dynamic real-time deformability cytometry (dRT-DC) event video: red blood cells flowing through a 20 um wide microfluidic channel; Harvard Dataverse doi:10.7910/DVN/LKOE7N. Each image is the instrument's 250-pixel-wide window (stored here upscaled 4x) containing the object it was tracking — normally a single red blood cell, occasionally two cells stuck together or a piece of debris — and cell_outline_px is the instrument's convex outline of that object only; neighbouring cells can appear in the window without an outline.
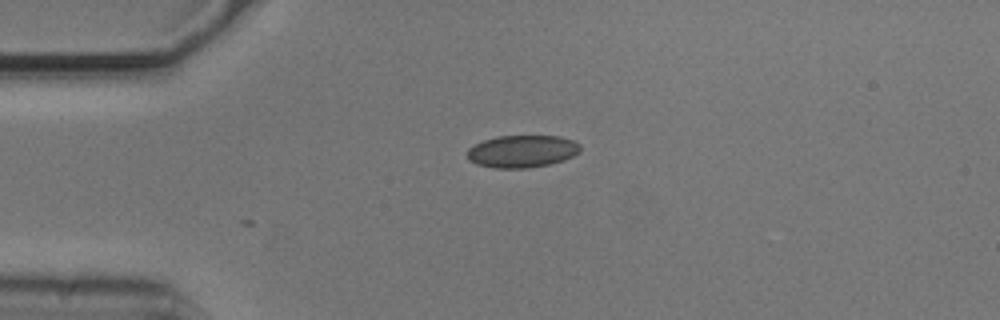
{"species": "common noctule bat (a hibernating species)", "species_latin": "Nyctalus noctula", "temperature_condition": "cold", "stored_images_in_passage": 3, "camera_frame_rate_fps": 3000, "um_per_image_px": 0.085, "animal": {"sex": "male", "body_mass_g": 20.5, "forearm_length_mm": 52.5}, "frame": {"image": 1, "passage_image": 1, "time_ms": 0.0, "image_size_px": [1000, 320], "cell_outline_px": [[580, 152], [564, 160], [548, 164], [528, 168], [492, 168], [476, 164], [468, 160], [468, 148], [484, 140], [496, 136], [560, 136], [572, 140], [580, 144]], "centroid_in_image_um": [44.37, 12.86], "position_along_channel_um": 40.6, "area_um2": 21.33}}